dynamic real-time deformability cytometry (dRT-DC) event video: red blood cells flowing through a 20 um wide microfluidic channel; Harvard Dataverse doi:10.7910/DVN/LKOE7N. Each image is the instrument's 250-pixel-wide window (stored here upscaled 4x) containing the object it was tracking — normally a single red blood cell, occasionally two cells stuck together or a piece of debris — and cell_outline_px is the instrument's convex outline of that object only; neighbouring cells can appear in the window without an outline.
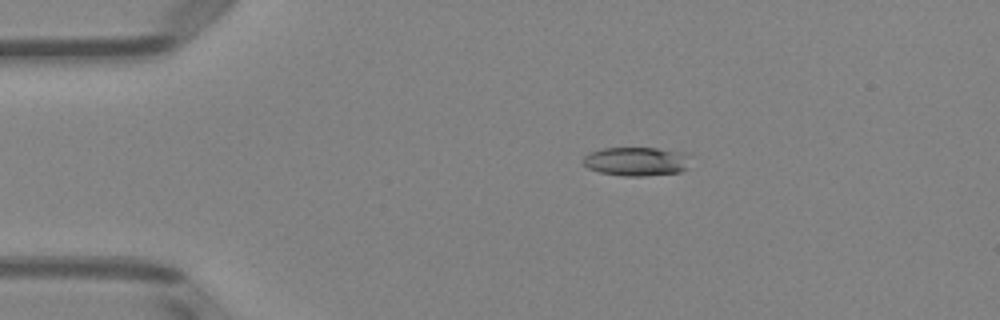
{"species": "Egyptian fruit bat (a non-hibernating species)", "species_latin": "Rousettus aegyptiacus", "temperature_condition": "room temperature", "stored_images_in_passage": 6, "camera_frame_rate_fps": 3000, "um_per_image_px": 0.085, "animal": {"sex": "female"}, "frame": {"image": 1, "passage_image": 3, "time_ms": 2.333, "image_size_px": [1000, 320], "cell_outline_px": [[696, 156], [688, 168], [680, 172], [644, 176], [624, 176], [600, 172], [588, 168], [584, 164], [584, 156], [592, 152], [604, 148], [656, 148], [688, 152]], "centroid_in_image_um": [54.26, 13.71], "position_along_channel_um": 30.7, "area_um2": 18.5}}
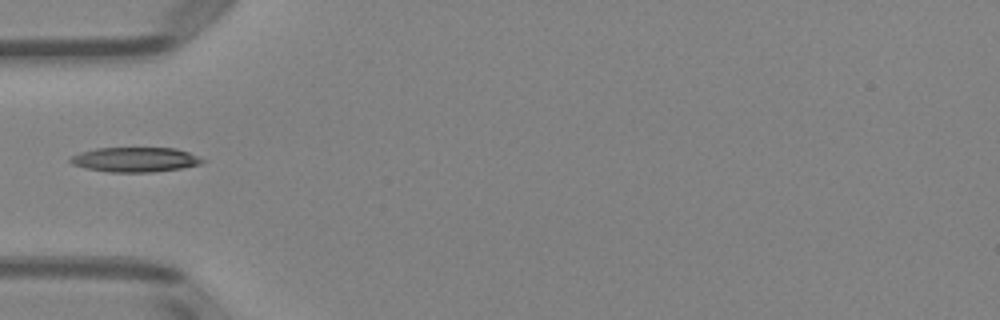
{"frame": {"image": 2, "passage_image": 5, "time_ms": 4.667, "image_size_px": [1000, 320], "cell_outline_px": [[208, 160], [200, 164], [180, 168], [152, 172], [108, 172], [84, 168], [72, 164], [68, 160], [72, 156], [80, 152], [96, 148], [176, 148], [188, 152]], "centroid_in_image_um": [11.48, 13.56], "position_along_channel_um": 73.5, "area_um2": 19.07}}
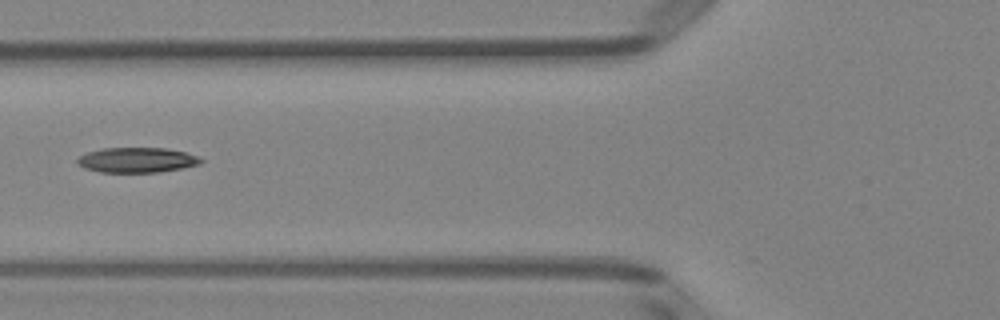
{"frame": {"image": 3, "passage_image": 6, "time_ms": 5.667, "image_size_px": [1000, 320], "cell_outline_px": [[204, 160], [200, 164], [184, 168], [160, 172], [100, 172], [84, 168], [76, 164], [76, 160], [80, 156], [88, 152], [104, 148], [164, 148], [184, 152], [200, 156]], "centroid_in_image_um": [11.66, 13.61], "position_along_channel_um": 114.1, "area_um2": 18.15}}